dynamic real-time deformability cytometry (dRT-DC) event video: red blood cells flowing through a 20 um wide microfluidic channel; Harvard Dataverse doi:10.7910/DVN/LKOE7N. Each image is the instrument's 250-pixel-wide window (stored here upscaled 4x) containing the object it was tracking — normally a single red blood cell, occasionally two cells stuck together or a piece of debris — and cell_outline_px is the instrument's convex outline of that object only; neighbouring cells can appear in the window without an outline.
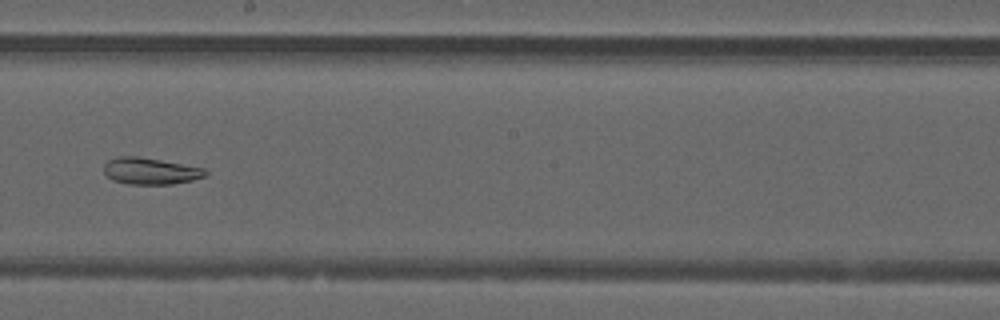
{"species": "common noctule bat (a hibernating species)", "species_latin": "Nyctalus noctula", "temperature_condition": "warm", "stored_images_in_passage": 35, "camera_frame_rate_fps": 3000, "um_per_image_px": 0.085, "animal": {"sex": "male", "forearm_length_mm": 52.5}, "frame": {"image": 1, "passage_image": 13, "time_ms": 4.0, "image_size_px": [1000, 320], "cell_outline_px": [[208, 172], [204, 176], [192, 180], [172, 184], [128, 184], [112, 180], [104, 172], [104, 164], [108, 160], [116, 156], [136, 156], [160, 160], [204, 168]], "centroid_in_image_um": [12.75, 14.54], "position_along_channel_um": 235.5, "area_um2": 15.66}}
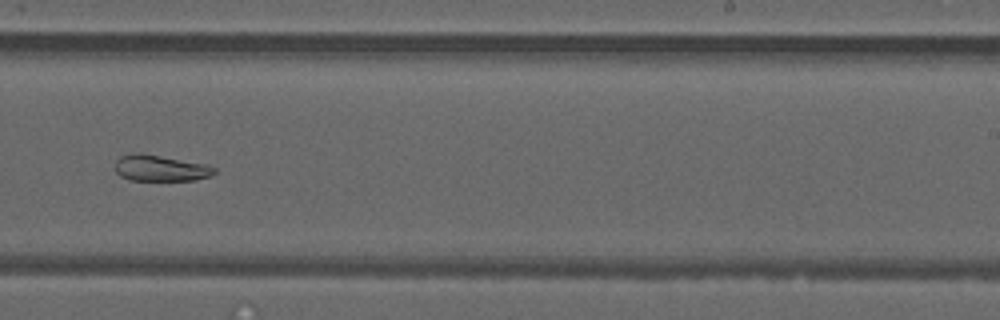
{"frame": {"image": 2, "passage_image": 16, "time_ms": 5.0, "image_size_px": [1000, 320], "cell_outline_px": [[216, 172], [212, 176], [196, 180], [128, 180], [120, 176], [116, 172], [116, 160], [120, 156], [136, 152], [140, 152], [208, 164], [216, 168]], "centroid_in_image_um": [13.66, 14.29], "position_along_channel_um": 275.3, "area_um2": 15.37}}
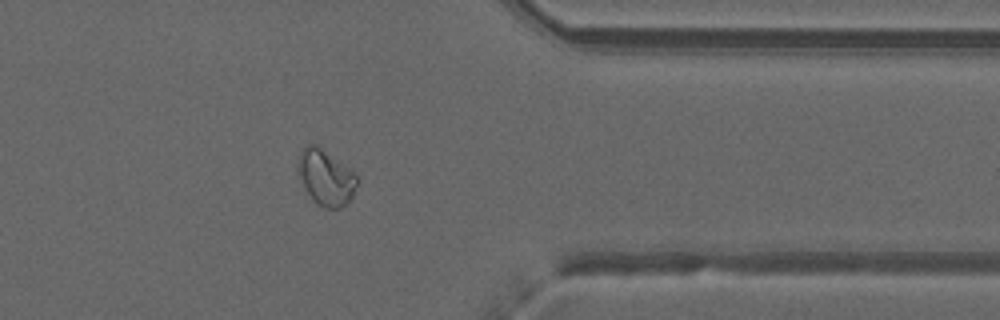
{"frame": {"image": 3, "passage_image": 25, "time_ms": 8.0, "image_size_px": [1000, 320], "cell_outline_px": [[356, 184], [352, 196], [348, 204], [340, 208], [324, 208], [316, 204], [312, 200], [296, 172], [296, 164], [300, 152], [308, 144], [316, 144], [352, 168], [356, 176]], "centroid_in_image_um": [27.67, 15.07], "position_along_channel_um": 383.7, "area_um2": 19.48}}